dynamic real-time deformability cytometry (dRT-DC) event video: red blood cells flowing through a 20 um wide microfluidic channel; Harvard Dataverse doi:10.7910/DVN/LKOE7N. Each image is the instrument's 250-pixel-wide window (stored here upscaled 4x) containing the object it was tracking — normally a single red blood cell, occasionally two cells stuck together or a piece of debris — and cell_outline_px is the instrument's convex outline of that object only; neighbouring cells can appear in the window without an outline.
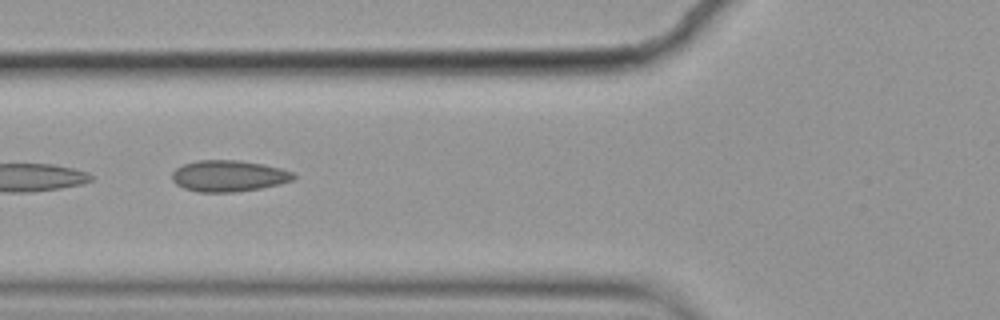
{"species": "common noctule bat (a hibernating species)", "species_latin": "Nyctalus noctula", "temperature_condition": "cold", "stored_images_in_passage": 6, "camera_frame_rate_fps": 3000, "um_per_image_px": 0.085, "animal": {"sex": "female", "body_mass_g": 19.9}, "frame": {"image": 1, "passage_image": 3, "time_ms": 0.667, "image_size_px": [1000, 320], "cell_outline_px": [[296, 176], [292, 180], [260, 188], [232, 192], [200, 192], [184, 188], [176, 184], [172, 180], [172, 172], [176, 168], [184, 164], [196, 160], [240, 160], [264, 164], [280, 168], [292, 172]], "centroid_in_image_um": [19.4, 14.94], "position_along_channel_um": 106.4, "area_um2": 22.02}}
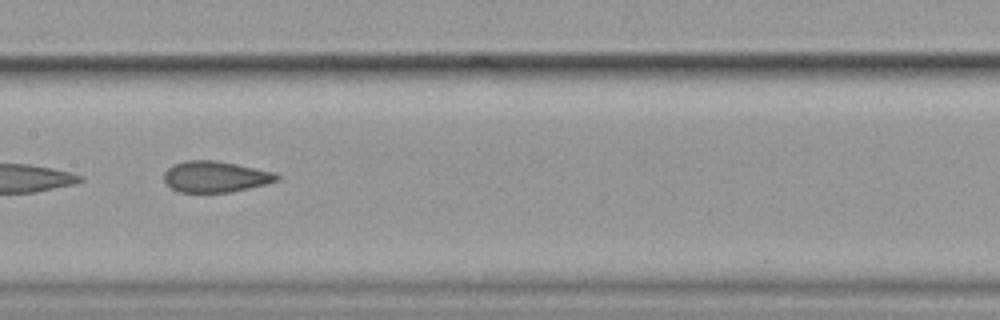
{"frame": {"image": 2, "passage_image": 5, "time_ms": 1.333, "image_size_px": [1000, 320], "cell_outline_px": [[280, 180], [268, 184], [228, 192], [180, 192], [172, 188], [164, 180], [164, 172], [172, 164], [188, 160], [216, 160], [276, 172], [280, 176]], "centroid_in_image_um": [18.34, 15.01], "position_along_channel_um": 189.1, "area_um2": 20.52}}
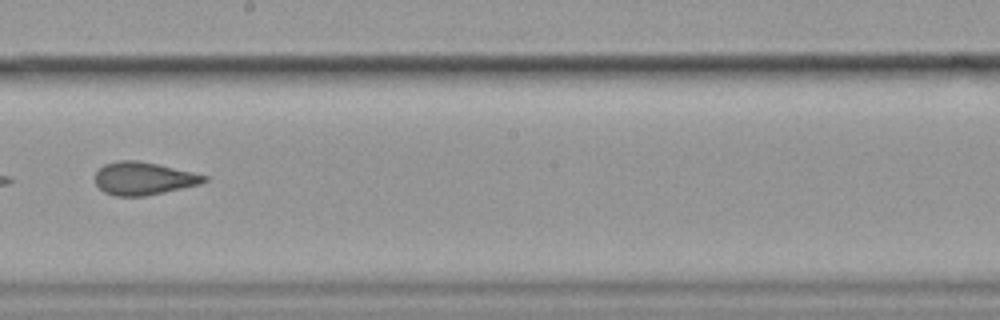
{"frame": {"image": 3, "passage_image": 6, "time_ms": 1.667, "image_size_px": [1000, 320], "cell_outline_px": [[208, 180], [200, 184], [164, 192], [144, 196], [116, 196], [104, 192], [96, 184], [96, 172], [104, 164], [120, 160], [136, 160], [156, 164], [192, 172], [208, 176]], "centroid_in_image_um": [12.2, 15.17], "position_along_channel_um": 236.0, "area_um2": 20.63}}